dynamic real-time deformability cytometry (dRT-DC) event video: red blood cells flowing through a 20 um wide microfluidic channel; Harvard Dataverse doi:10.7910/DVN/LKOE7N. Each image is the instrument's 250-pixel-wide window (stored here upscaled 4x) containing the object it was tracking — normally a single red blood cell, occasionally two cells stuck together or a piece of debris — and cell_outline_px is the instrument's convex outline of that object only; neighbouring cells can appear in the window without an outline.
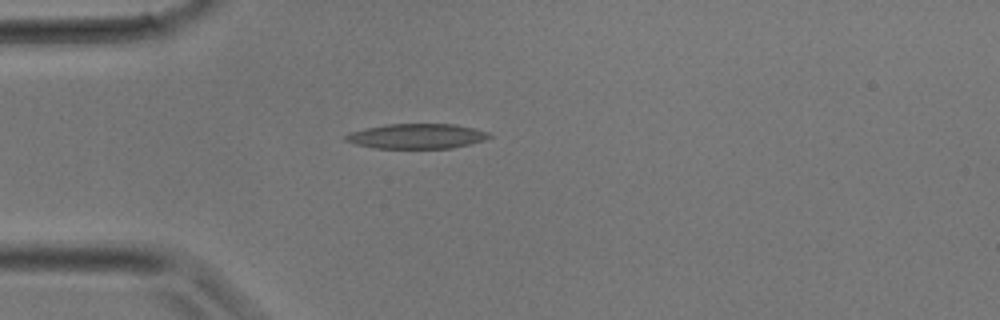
{"species": "common noctule bat (a hibernating species)", "species_latin": "Nyctalus noctula", "temperature_condition": "room temperature", "stored_images_in_passage": 4, "camera_frame_rate_fps": 3000, "um_per_image_px": 0.085, "animal": {"sex": "male", "body_mass_g": 17.9}, "frame": {"image": 1, "passage_image": 4, "time_ms": 1.0, "image_size_px": [1000, 320], "cell_outline_px": [[492, 136], [484, 140], [452, 148], [372, 148], [356, 144], [344, 140], [344, 136], [348, 132], [364, 128], [388, 124], [456, 124], [488, 132]], "centroid_in_image_um": [35.37, 11.57], "position_along_channel_um": 49.6, "area_um2": 20.87}}